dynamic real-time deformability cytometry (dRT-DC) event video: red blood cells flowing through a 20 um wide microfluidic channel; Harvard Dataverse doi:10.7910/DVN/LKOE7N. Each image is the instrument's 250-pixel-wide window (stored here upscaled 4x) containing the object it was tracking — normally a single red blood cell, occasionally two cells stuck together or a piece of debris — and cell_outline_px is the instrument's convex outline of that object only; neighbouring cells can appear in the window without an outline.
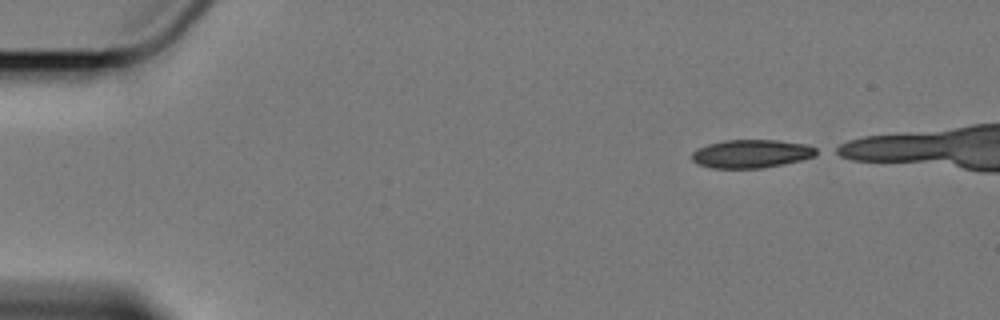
{"species": "Egyptian fruit bat (a non-hibernating species)", "species_latin": "Rousettus aegyptiacus", "temperature_condition": "cold", "stored_images_in_passage": 7, "segment_of_instrument_passage": [1, 2], "camera_frame_rate_fps": 3000, "um_per_image_px": 0.085, "animal": {"sex": "female"}, "frame": {"image": 1, "passage_image": 1, "time_ms": 0.0, "image_size_px": [1000, 320], "cell_outline_px": [[824, 152], [816, 156], [784, 164], [764, 168], [712, 168], [696, 164], [692, 160], [692, 152], [708, 144], [724, 140], [776, 140], [808, 144]], "centroid_in_image_um": [63.93, 13.07], "position_along_channel_um": 21.1, "area_um2": 20.81}}
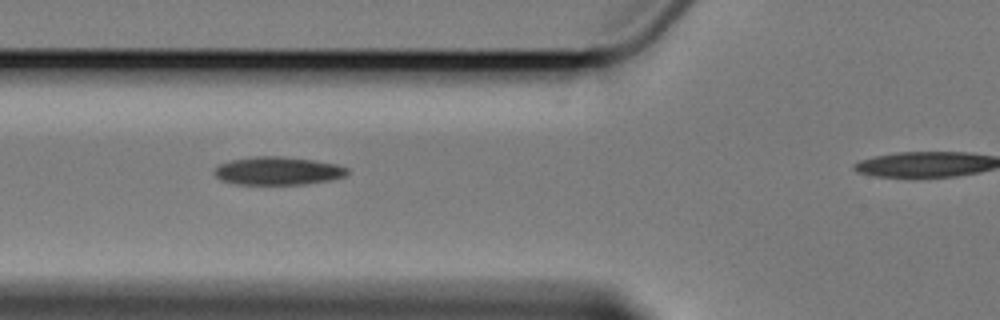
{"frame": {"image": 2, "passage_image": 5, "time_ms": 5.0, "image_size_px": [1000, 320], "cell_outline_px": [[348, 172], [344, 176], [332, 180], [304, 184], [236, 184], [220, 180], [212, 172], [220, 164], [232, 160], [256, 156], [280, 156], [312, 160], [336, 164], [348, 168]], "centroid_in_image_um": [23.61, 14.53], "position_along_channel_um": 102.2, "area_um2": 21.68}}
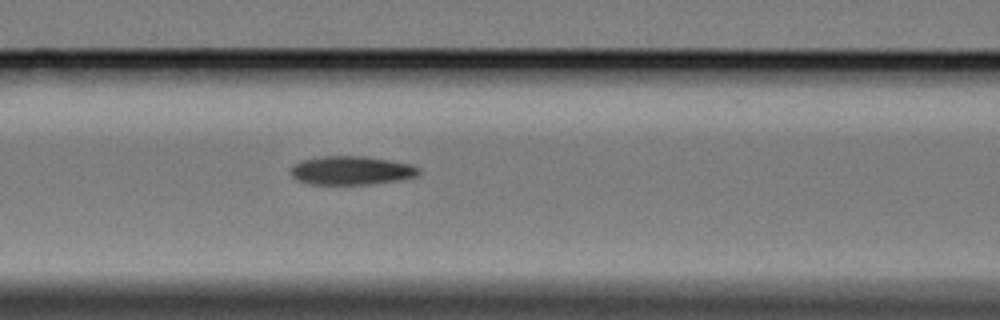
{"frame": {"image": 3, "passage_image": 6, "time_ms": 6.0, "image_size_px": [1000, 320], "cell_outline_px": [[420, 172], [416, 176], [400, 180], [372, 184], [308, 184], [296, 180], [288, 172], [292, 164], [300, 160], [320, 156], [364, 156], [412, 164], [420, 168]], "centroid_in_image_um": [29.81, 14.49], "position_along_channel_um": 136.8, "area_um2": 21.73}}